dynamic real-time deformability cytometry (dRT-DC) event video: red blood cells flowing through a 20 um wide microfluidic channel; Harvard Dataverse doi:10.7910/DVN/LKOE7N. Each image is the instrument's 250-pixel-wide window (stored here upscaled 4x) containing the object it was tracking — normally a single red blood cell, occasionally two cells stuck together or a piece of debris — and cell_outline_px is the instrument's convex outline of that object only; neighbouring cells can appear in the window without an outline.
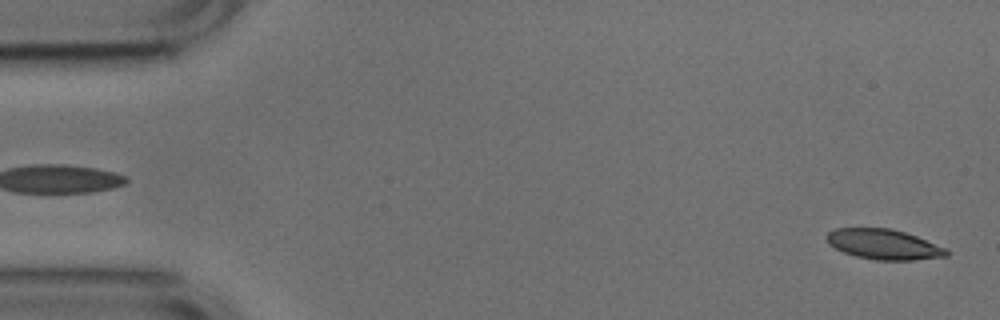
{"species": "common noctule bat (a hibernating species)", "species_latin": "Nyctalus noctula", "temperature_condition": "cold", "stored_images_in_passage": 52, "camera_frame_rate_fps": 3000, "um_per_image_px": 0.085, "animal": {"sex": "male", "body_mass_g": 17.9, "forearm_length_mm": 54.2}, "frame": {"image": 1, "passage_image": 1, "time_ms": 0.0, "image_size_px": [1000, 320], "cell_outline_px": [[948, 256], [916, 260], [876, 260], [856, 256], [844, 252], [828, 244], [824, 236], [828, 232], [836, 228], [892, 228], [916, 236], [948, 248]], "centroid_in_image_um": [75.12, 20.77], "position_along_channel_um": 9.9, "area_um2": 21.21}}
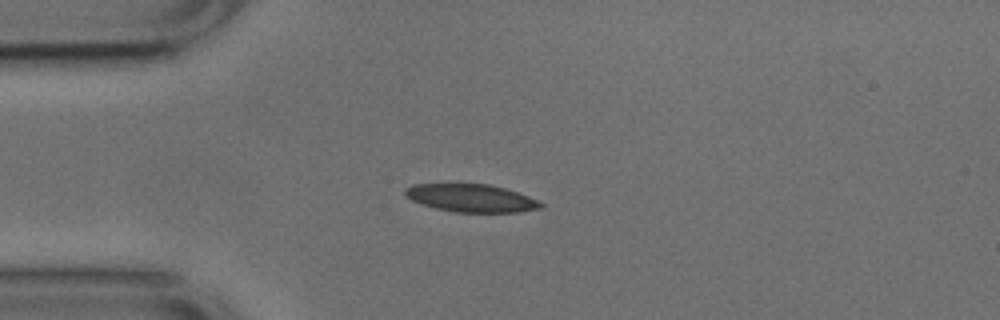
{"frame": {"image": 2, "passage_image": 12, "time_ms": 3.667, "image_size_px": [1000, 320], "cell_outline_px": [[544, 208], [520, 212], [456, 212], [436, 208], [420, 204], [404, 196], [404, 188], [412, 184], [488, 184], [504, 188], [528, 196], [544, 204]], "centroid_in_image_um": [40.03, 16.84], "position_along_channel_um": 45.0, "area_um2": 22.02}}
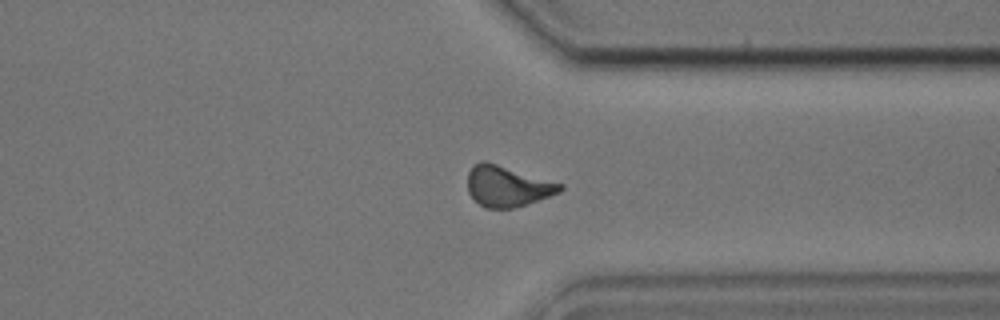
{"frame": {"image": 3, "passage_image": 39, "time_ms": 12.667, "image_size_px": [1000, 320], "cell_outline_px": [[564, 188], [560, 192], [512, 208], [484, 208], [468, 192], [468, 172], [480, 160], [484, 160], [564, 184]], "centroid_in_image_um": [43.12, 15.82], "position_along_channel_um": 368.3, "area_um2": 21.62}, "authors_computed_cell_mechanics": {"area_um2": 21.6461, "velocity_mm_per_s": 3.7744, "shape_relaxation_time_tau1_ms": 4.8785, "shape_relaxation_time_tau2_ms": 7.4714, "deformation_change_tau1": 0.1242, "deformation_change_tau2": 0.1488}}